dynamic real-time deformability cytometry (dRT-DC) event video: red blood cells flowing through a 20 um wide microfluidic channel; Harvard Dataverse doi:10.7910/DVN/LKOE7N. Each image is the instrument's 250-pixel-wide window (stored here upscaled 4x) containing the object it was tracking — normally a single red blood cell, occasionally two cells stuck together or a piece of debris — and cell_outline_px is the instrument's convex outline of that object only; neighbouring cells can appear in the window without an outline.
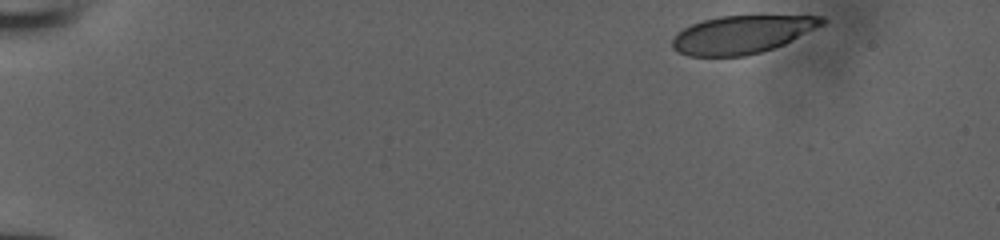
{"species": "human", "species_latin": "Homo sapiens", "temperature_condition": "room temperature", "stored_images_in_passage": 46, "camera_frame_rate_fps": 3000, "um_per_image_px": 0.085, "donor": {"sex": "male"}, "frame": {"image": 1, "passage_image": 1, "time_ms": 0.0, "image_size_px": [1000, 240], "cell_outline_px": [[828, 20], [824, 24], [784, 44], [760, 52], [744, 56], [688, 56], [676, 52], [672, 48], [672, 40], [676, 32], [692, 24], [704, 20], [720, 16], [824, 16]], "centroid_in_image_um": [63.04, 2.93], "position_along_channel_um": 22.0, "area_um2": 33.0}}
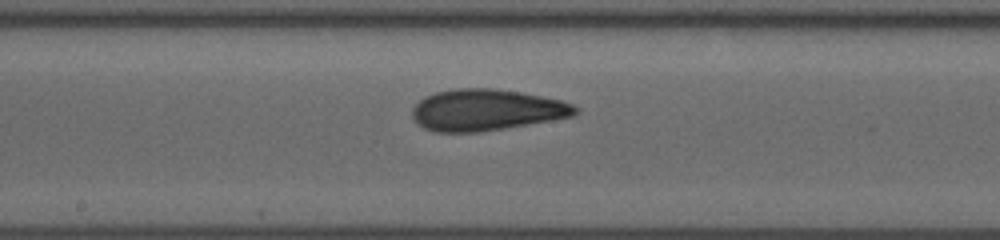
{"frame": {"image": 2, "passage_image": 24, "time_ms": 7.667, "image_size_px": [1000, 240], "cell_outline_px": [[580, 108], [572, 116], [552, 120], [504, 128], [476, 132], [436, 132], [424, 128], [412, 116], [412, 108], [424, 96], [436, 92], [456, 88], [492, 88], [520, 92], [560, 100], [572, 104]], "centroid_in_image_um": [41.32, 9.34], "position_along_channel_um": 206.9, "area_um2": 39.02}}
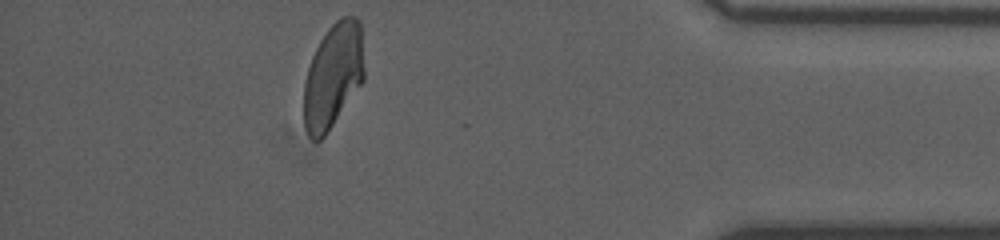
{"frame": {"image": 3, "passage_image": 41, "time_ms": 13.333, "image_size_px": [1000, 240], "cell_outline_px": [[364, 80], [324, 136], [320, 140], [312, 140], [308, 136], [304, 128], [304, 84], [308, 68], [312, 56], [320, 40], [328, 28], [340, 16], [356, 16], [360, 20], [364, 68]], "centroid_in_image_um": [28.31, 6.42], "position_along_channel_um": 406.9, "area_um2": 36.82}}